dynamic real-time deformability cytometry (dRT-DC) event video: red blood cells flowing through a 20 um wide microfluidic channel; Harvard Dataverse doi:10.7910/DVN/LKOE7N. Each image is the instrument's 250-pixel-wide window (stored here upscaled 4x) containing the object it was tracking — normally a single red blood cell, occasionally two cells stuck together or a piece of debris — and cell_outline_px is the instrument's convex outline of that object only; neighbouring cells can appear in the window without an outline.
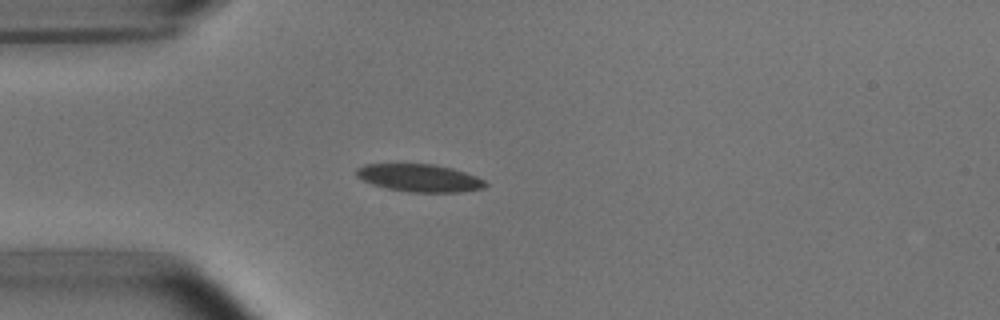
{"species": "common noctule bat (a hibernating species)", "species_latin": "Nyctalus noctula", "temperature_condition": "room temperature", "stored_images_in_passage": 40, "camera_frame_rate_fps": 3000, "um_per_image_px": 0.085, "animal": {"sex": "male", "body_mass_g": 15.6}, "frame": {"image": 1, "passage_image": 1, "time_ms": 0.0, "image_size_px": [1000, 320], "cell_outline_px": [[488, 184], [484, 188], [460, 192], [408, 192], [388, 188], [372, 184], [356, 176], [356, 168], [364, 164], [432, 164], [452, 168], [476, 176], [484, 180]], "centroid_in_image_um": [35.66, 15.12], "position_along_channel_um": 49.3, "area_um2": 20.69}}
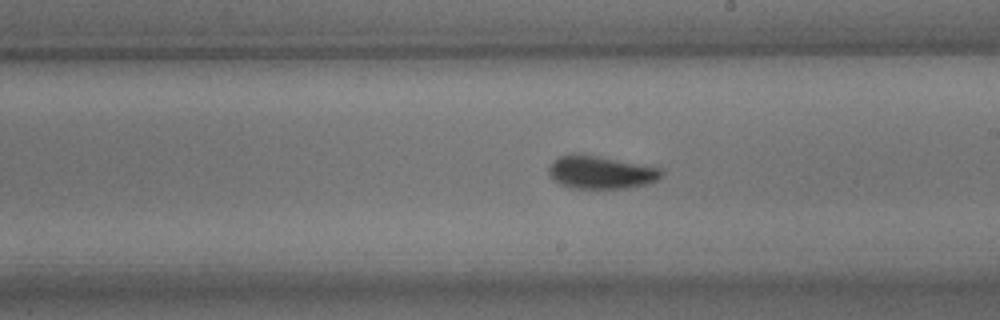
{"frame": {"image": 2, "passage_image": 17, "time_ms": 5.333, "image_size_px": [1000, 320], "cell_outline_px": [[664, 172], [656, 180], [644, 184], [624, 188], [572, 188], [560, 184], [552, 180], [548, 172], [548, 168], [560, 156], [572, 152], [596, 156], [660, 168]], "centroid_in_image_um": [51.0, 14.64], "position_along_channel_um": 238.0, "area_um2": 21.27}}
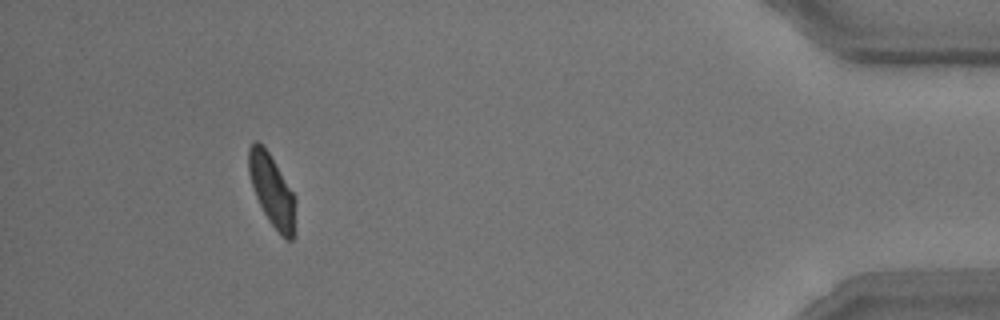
{"frame": {"image": 3, "passage_image": 36, "time_ms": 11.667, "image_size_px": [1000, 320], "cell_outline_px": [[296, 200], [292, 240], [284, 240], [268, 220], [256, 196], [248, 172], [248, 148], [256, 140], [268, 152], [296, 196]], "centroid_in_image_um": [23.12, 16.2], "position_along_channel_um": 412.1, "area_um2": 19.31}, "authors_computed_cell_mechanics": {"area_um2": 20.9236, "velocity_mm_per_s": 3.7222, "shape_relaxation_time_tau1_ms": 3.8122, "shape_relaxation_time_tau2_ms": 1.7092, "deformation_change_tau1": 0.1247, "deformation_change_tau2": 0.0732}}